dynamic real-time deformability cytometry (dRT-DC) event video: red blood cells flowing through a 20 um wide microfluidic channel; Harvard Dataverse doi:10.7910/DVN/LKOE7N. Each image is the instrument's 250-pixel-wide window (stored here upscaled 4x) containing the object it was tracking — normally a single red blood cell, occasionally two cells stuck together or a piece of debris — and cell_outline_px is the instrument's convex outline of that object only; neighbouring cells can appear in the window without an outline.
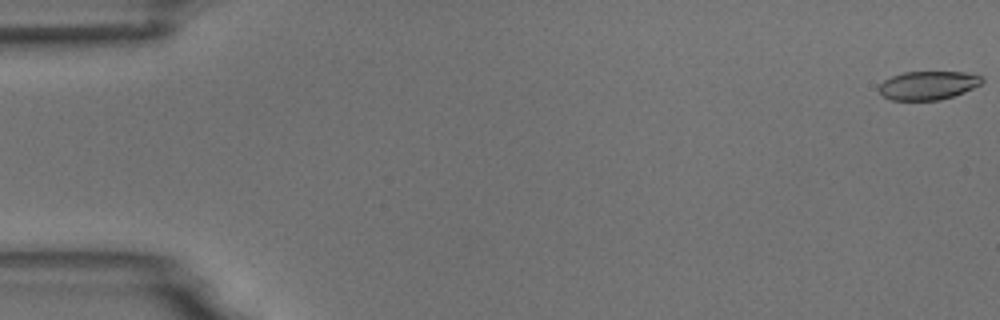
{"species": "common noctule bat (a hibernating species)", "species_latin": "Nyctalus noctula", "temperature_condition": "room temperature", "stored_images_in_passage": 55, "camera_frame_rate_fps": 3000, "um_per_image_px": 0.085, "animal": {"sex": "male", "body_mass_g": 18.8}, "frame": {"image": 1, "passage_image": 1, "time_ms": 0.0, "image_size_px": [1000, 320], "cell_outline_px": [[984, 80], [980, 84], [964, 92], [940, 100], [892, 100], [884, 96], [880, 92], [880, 84], [884, 80], [892, 76], [904, 72], [964, 72], [980, 76]], "centroid_in_image_um": [78.88, 7.25], "position_along_channel_um": 6.1, "area_um2": 16.94}}
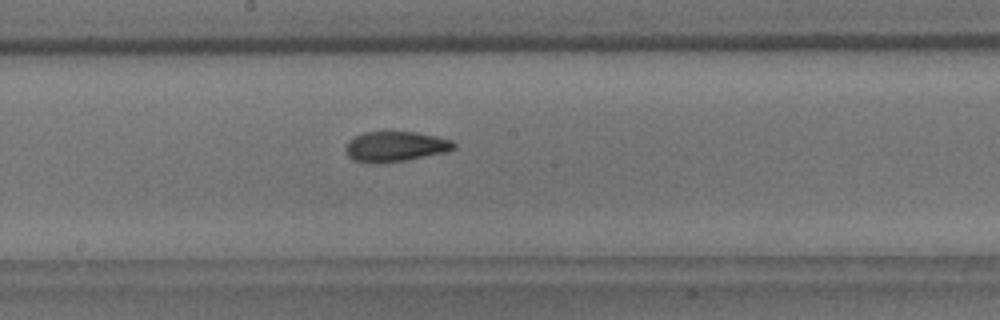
{"frame": {"image": 2, "passage_image": 30, "time_ms": 9.667, "image_size_px": [1000, 320], "cell_outline_px": [[456, 148], [444, 152], [404, 160], [372, 164], [352, 160], [348, 156], [344, 148], [348, 140], [364, 132], [416, 132], [436, 136], [452, 140], [456, 144]], "centroid_in_image_um": [33.57, 12.45], "position_along_channel_um": 214.6, "area_um2": 19.02}}
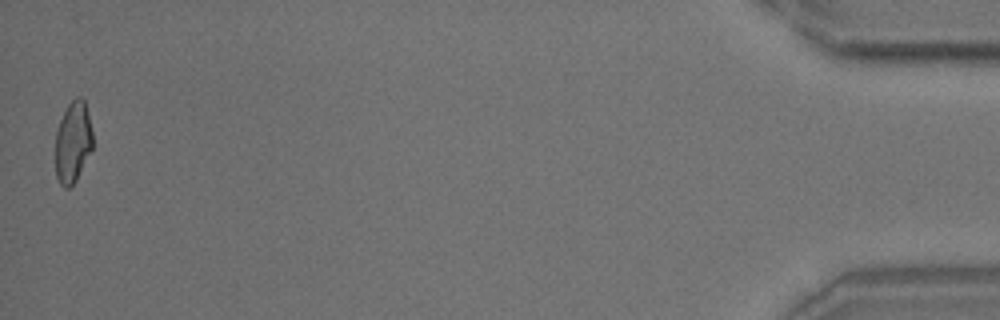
{"frame": {"image": 3, "passage_image": 55, "time_ms": 18.0, "image_size_px": [1000, 320], "cell_outline_px": [[92, 148], [76, 180], [68, 188], [64, 188], [60, 184], [56, 176], [56, 132], [60, 120], [68, 104], [76, 96], [80, 96], [84, 100], [92, 132]], "centroid_in_image_um": [6.19, 12.08], "position_along_channel_um": 429.0, "area_um2": 17.4}, "authors_computed_cell_mechanics": {"area_um2": 18.785, "velocity_mm_per_s": 3.6966, "shape_relaxation_time_tau1_ms": 9.8059, "shape_relaxation_time_tau2_ms": 2.1549, "deformation_change_tau1": 0.2256, "deformation_change_tau2": 0.0861}}